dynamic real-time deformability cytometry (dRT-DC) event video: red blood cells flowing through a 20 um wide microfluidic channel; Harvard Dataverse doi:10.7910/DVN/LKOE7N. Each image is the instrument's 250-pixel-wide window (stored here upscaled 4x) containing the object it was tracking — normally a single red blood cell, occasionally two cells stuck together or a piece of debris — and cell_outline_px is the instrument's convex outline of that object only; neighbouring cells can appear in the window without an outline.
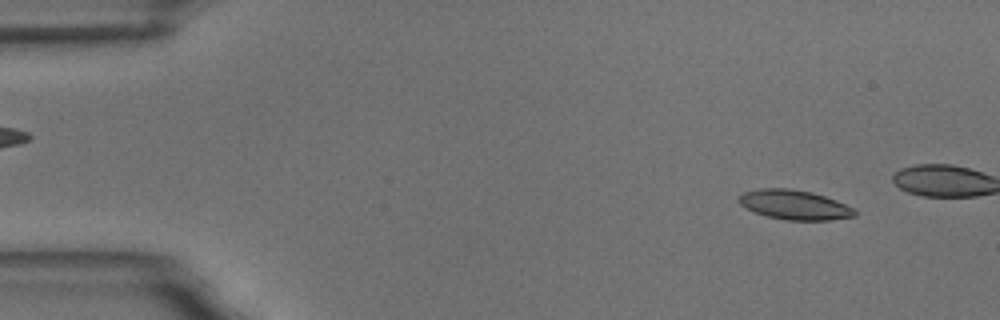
{"species": "common noctule bat (a hibernating species)", "species_latin": "Nyctalus noctula", "temperature_condition": "room temperature", "stored_images_in_passage": 3, "camera_frame_rate_fps": 3000, "um_per_image_px": 0.085, "animal": {"sex": "male", "body_mass_g": 18.8}, "frame": {"image": 1, "passage_image": 1, "time_ms": 0.0, "image_size_px": [1000, 320], "cell_outline_px": [[856, 216], [832, 220], [784, 220], [768, 216], [756, 212], [740, 204], [736, 200], [736, 196], [744, 192], [760, 188], [788, 188], [812, 192], [836, 200], [852, 208], [856, 212]], "centroid_in_image_um": [67.5, 17.4], "position_along_channel_um": 17.5, "area_um2": 19.94}}